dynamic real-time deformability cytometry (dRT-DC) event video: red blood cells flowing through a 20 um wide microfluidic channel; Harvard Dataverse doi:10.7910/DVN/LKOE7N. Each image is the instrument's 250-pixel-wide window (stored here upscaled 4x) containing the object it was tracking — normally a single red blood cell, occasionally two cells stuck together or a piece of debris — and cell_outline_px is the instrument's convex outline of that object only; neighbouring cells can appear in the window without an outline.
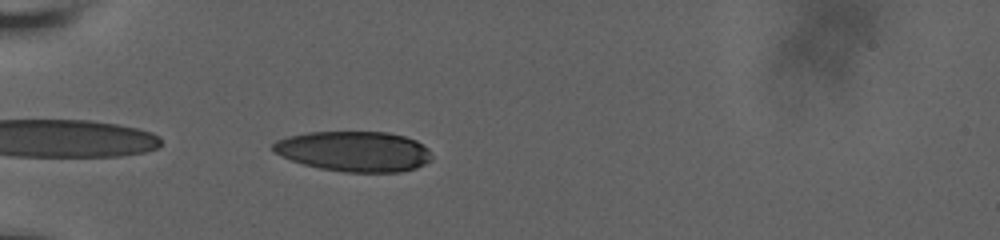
{"species": "human", "species_latin": "Homo sapiens", "temperature_condition": "room temperature", "stored_images_in_passage": 41, "camera_frame_rate_fps": 3000, "um_per_image_px": 0.085, "donor": {"sex": "male"}, "frame": {"image": 1, "passage_image": 2, "time_ms": 0.333, "image_size_px": [1000, 240], "cell_outline_px": [[432, 156], [424, 164], [416, 168], [400, 172], [344, 172], [320, 168], [304, 164], [292, 160], [276, 152], [272, 148], [272, 144], [276, 140], [288, 136], [308, 132], [388, 132], [404, 136], [416, 140], [428, 148]], "centroid_in_image_um": [30.12, 12.86], "position_along_channel_um": 54.9, "area_um2": 37.11}}
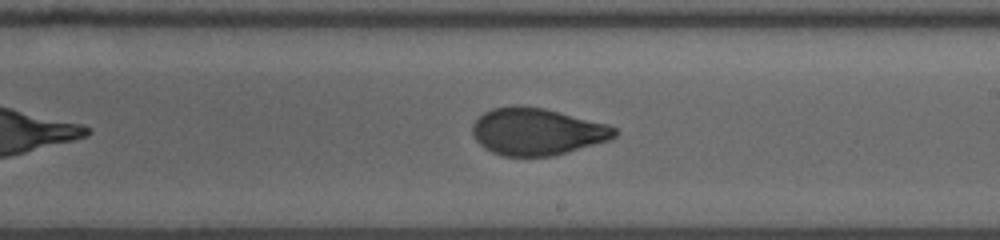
{"frame": {"image": 2, "passage_image": 19, "time_ms": 6.0, "image_size_px": [1000, 240], "cell_outline_px": [[620, 132], [616, 136], [608, 140], [552, 156], [504, 156], [492, 152], [484, 148], [476, 140], [472, 132], [472, 124], [484, 112], [492, 108], [512, 104], [544, 108], [608, 124], [616, 128]], "centroid_in_image_um": [45.63, 11.17], "position_along_channel_um": 243.4, "area_um2": 39.02}}
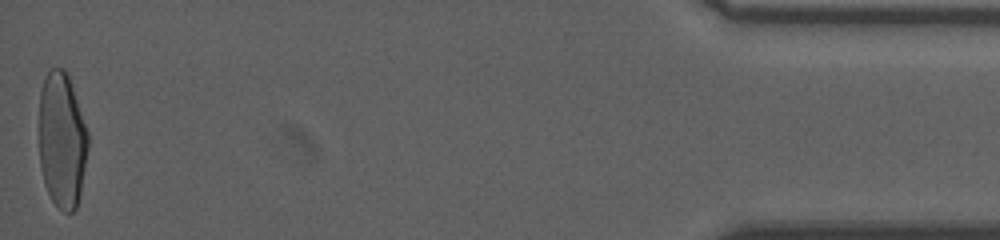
{"frame": {"image": 3, "passage_image": 41, "time_ms": 13.333, "image_size_px": [1000, 240], "cell_outline_px": [[88, 148], [80, 192], [76, 208], [72, 212], [64, 212], [52, 200], [44, 184], [40, 168], [40, 88], [44, 76], [52, 68], [64, 68], [68, 72], [88, 132]], "centroid_in_image_um": [5.26, 11.87], "position_along_channel_um": 429.9, "area_um2": 38.78}, "authors_computed_cell_mechanics": {"area_um2": 39.015, "velocity_mm_per_s": 3.6788, "shape_relaxation_time_tau1_ms": 5.8982, "shape_relaxation_time_tau2_ms": 1.1588, "deformation_change_tau1": 0.2024, "deformation_change_tau2": 0.0624}}